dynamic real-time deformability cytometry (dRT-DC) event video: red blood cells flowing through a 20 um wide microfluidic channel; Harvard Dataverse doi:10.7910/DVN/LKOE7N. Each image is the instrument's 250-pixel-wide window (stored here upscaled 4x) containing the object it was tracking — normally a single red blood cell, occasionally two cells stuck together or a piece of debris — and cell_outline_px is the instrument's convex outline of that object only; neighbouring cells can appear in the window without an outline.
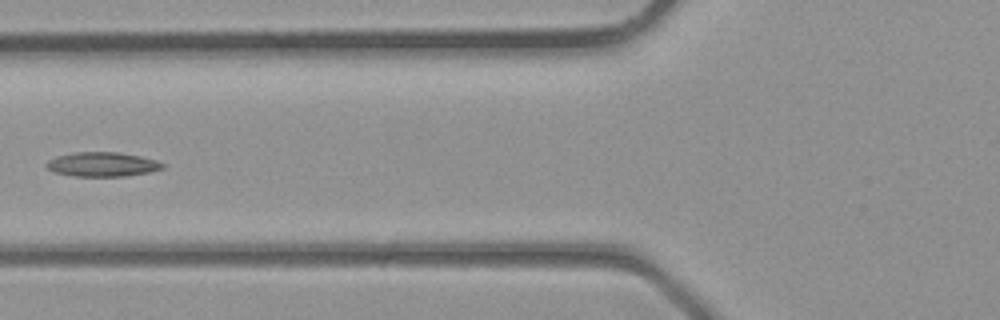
{"species": "common noctule bat (a hibernating species)", "species_latin": "Nyctalus noctula", "temperature_condition": "room temperature", "stored_images_in_passage": 7, "camera_frame_rate_fps": 3000, "um_per_image_px": 0.085, "animal": {"sex": "male", "body_mass_g": 23.1, "forearm_length_mm": 52.7}, "frame": {"image": 1, "passage_image": 4, "time_ms": 1.0, "image_size_px": [1000, 320], "cell_outline_px": [[164, 168], [148, 172], [124, 176], [76, 176], [56, 172], [48, 168], [44, 164], [48, 160], [56, 156], [72, 152], [116, 152], [140, 156], [156, 160], [164, 164]], "centroid_in_image_um": [8.68, 13.96], "position_along_channel_um": 117.1, "area_um2": 16.36}}